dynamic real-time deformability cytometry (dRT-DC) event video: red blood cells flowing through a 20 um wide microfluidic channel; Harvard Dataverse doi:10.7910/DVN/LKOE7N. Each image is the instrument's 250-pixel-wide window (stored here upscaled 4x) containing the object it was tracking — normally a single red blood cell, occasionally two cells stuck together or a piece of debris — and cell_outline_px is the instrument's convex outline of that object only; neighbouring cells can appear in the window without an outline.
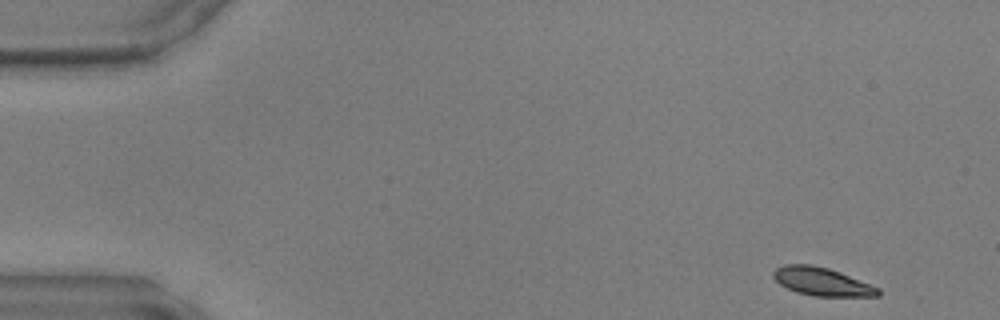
{"species": "common noctule bat (a hibernating species)", "species_latin": "Nyctalus noctula", "temperature_condition": "warm", "stored_images_in_passage": 13, "camera_frame_rate_fps": 3000, "um_per_image_px": 0.085, "animal": {"sex": "male", "body_mass_g": 17.9, "forearm_length_mm": 54.2}, "frame": {"image": 1, "passage_image": 1, "time_ms": 0.0, "image_size_px": [1000, 320], "cell_outline_px": [[880, 296], [812, 296], [796, 292], [780, 284], [772, 276], [772, 272], [776, 268], [784, 264], [812, 264], [828, 268], [840, 272], [880, 288]], "centroid_in_image_um": [69.85, 23.93], "position_along_channel_um": 15.2, "area_um2": 17.22}}
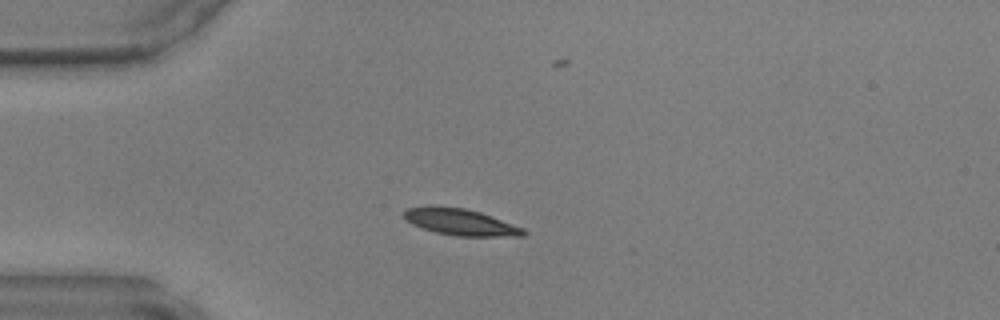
{"frame": {"image": 2, "passage_image": 10, "time_ms": 3.0, "image_size_px": [1000, 320], "cell_outline_px": [[528, 232], [524, 236], [456, 236], [436, 232], [412, 224], [400, 212], [408, 208], [464, 208], [480, 212], [524, 228]], "centroid_in_image_um": [39.22, 18.91], "position_along_channel_um": 45.8, "area_um2": 17.8}}